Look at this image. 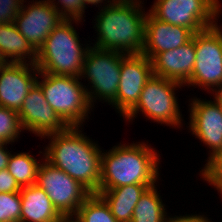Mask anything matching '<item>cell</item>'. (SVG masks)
<instances>
[{"label": "cell", "instance_id": "30bf717a", "mask_svg": "<svg viewBox=\"0 0 222 222\" xmlns=\"http://www.w3.org/2000/svg\"><path fill=\"white\" fill-rule=\"evenodd\" d=\"M36 185L44 190L60 215L76 214L91 194L78 181L45 159L39 165Z\"/></svg>", "mask_w": 222, "mask_h": 222}, {"label": "cell", "instance_id": "f1b7e54d", "mask_svg": "<svg viewBox=\"0 0 222 222\" xmlns=\"http://www.w3.org/2000/svg\"><path fill=\"white\" fill-rule=\"evenodd\" d=\"M20 190L21 187L8 169L0 170V193H15L20 192Z\"/></svg>", "mask_w": 222, "mask_h": 222}, {"label": "cell", "instance_id": "8d00e7d4", "mask_svg": "<svg viewBox=\"0 0 222 222\" xmlns=\"http://www.w3.org/2000/svg\"><path fill=\"white\" fill-rule=\"evenodd\" d=\"M7 62L5 61L4 57L2 56L0 52V66L6 64Z\"/></svg>", "mask_w": 222, "mask_h": 222}, {"label": "cell", "instance_id": "4316f807", "mask_svg": "<svg viewBox=\"0 0 222 222\" xmlns=\"http://www.w3.org/2000/svg\"><path fill=\"white\" fill-rule=\"evenodd\" d=\"M27 1V0H26ZM24 0H0V24L13 22Z\"/></svg>", "mask_w": 222, "mask_h": 222}, {"label": "cell", "instance_id": "f546056e", "mask_svg": "<svg viewBox=\"0 0 222 222\" xmlns=\"http://www.w3.org/2000/svg\"><path fill=\"white\" fill-rule=\"evenodd\" d=\"M10 143L3 142L0 144V170L6 169L8 166L11 151L7 149L6 146ZM10 151V152H9Z\"/></svg>", "mask_w": 222, "mask_h": 222}, {"label": "cell", "instance_id": "6da1fadb", "mask_svg": "<svg viewBox=\"0 0 222 222\" xmlns=\"http://www.w3.org/2000/svg\"><path fill=\"white\" fill-rule=\"evenodd\" d=\"M80 129V126H69L62 132L42 137L50 139V143L44 152L40 151L41 160L63 170L90 193H98L102 148Z\"/></svg>", "mask_w": 222, "mask_h": 222}, {"label": "cell", "instance_id": "1f68e13d", "mask_svg": "<svg viewBox=\"0 0 222 222\" xmlns=\"http://www.w3.org/2000/svg\"><path fill=\"white\" fill-rule=\"evenodd\" d=\"M186 222H212L211 219H208L207 216L200 214H186Z\"/></svg>", "mask_w": 222, "mask_h": 222}, {"label": "cell", "instance_id": "2e32d148", "mask_svg": "<svg viewBox=\"0 0 222 222\" xmlns=\"http://www.w3.org/2000/svg\"><path fill=\"white\" fill-rule=\"evenodd\" d=\"M194 35L191 29L156 19L149 11L145 20L144 46L141 54L152 60L158 53L177 49Z\"/></svg>", "mask_w": 222, "mask_h": 222}, {"label": "cell", "instance_id": "7c38bea8", "mask_svg": "<svg viewBox=\"0 0 222 222\" xmlns=\"http://www.w3.org/2000/svg\"><path fill=\"white\" fill-rule=\"evenodd\" d=\"M152 76V62L144 54L122 57L116 99L110 104L120 117L124 118L136 106L144 85Z\"/></svg>", "mask_w": 222, "mask_h": 222}, {"label": "cell", "instance_id": "3957f363", "mask_svg": "<svg viewBox=\"0 0 222 222\" xmlns=\"http://www.w3.org/2000/svg\"><path fill=\"white\" fill-rule=\"evenodd\" d=\"M101 153L99 190L130 184H157L160 154L148 142L125 143ZM158 153V154H157Z\"/></svg>", "mask_w": 222, "mask_h": 222}, {"label": "cell", "instance_id": "52a82bcc", "mask_svg": "<svg viewBox=\"0 0 222 222\" xmlns=\"http://www.w3.org/2000/svg\"><path fill=\"white\" fill-rule=\"evenodd\" d=\"M124 53L98 49L90 45L88 48L80 79L88 80L86 87L90 105L94 107L98 101L110 105L115 99L120 82L121 60ZM89 89V90H88ZM95 102V103H94Z\"/></svg>", "mask_w": 222, "mask_h": 222}, {"label": "cell", "instance_id": "4fadbf2b", "mask_svg": "<svg viewBox=\"0 0 222 222\" xmlns=\"http://www.w3.org/2000/svg\"><path fill=\"white\" fill-rule=\"evenodd\" d=\"M63 20L48 0H33L27 5L22 4L13 23L28 43L38 51L47 36Z\"/></svg>", "mask_w": 222, "mask_h": 222}, {"label": "cell", "instance_id": "8fae6325", "mask_svg": "<svg viewBox=\"0 0 222 222\" xmlns=\"http://www.w3.org/2000/svg\"><path fill=\"white\" fill-rule=\"evenodd\" d=\"M189 111V128L191 135L199 139L209 149L202 173L222 154V107L214 101L191 98ZM211 149V150H210Z\"/></svg>", "mask_w": 222, "mask_h": 222}, {"label": "cell", "instance_id": "d6a6232c", "mask_svg": "<svg viewBox=\"0 0 222 222\" xmlns=\"http://www.w3.org/2000/svg\"><path fill=\"white\" fill-rule=\"evenodd\" d=\"M83 1V6H84V9L87 8L86 5H96V7H104V6H107V5H110L114 0H82ZM105 1V2H104ZM100 3V5H99ZM102 3H103V6H102ZM108 3V4H107ZM98 4V6H97Z\"/></svg>", "mask_w": 222, "mask_h": 222}, {"label": "cell", "instance_id": "836d02e7", "mask_svg": "<svg viewBox=\"0 0 222 222\" xmlns=\"http://www.w3.org/2000/svg\"><path fill=\"white\" fill-rule=\"evenodd\" d=\"M57 222H83L77 214L60 215Z\"/></svg>", "mask_w": 222, "mask_h": 222}, {"label": "cell", "instance_id": "5bb4252c", "mask_svg": "<svg viewBox=\"0 0 222 222\" xmlns=\"http://www.w3.org/2000/svg\"><path fill=\"white\" fill-rule=\"evenodd\" d=\"M18 115L23 129L36 137L62 132L69 127L47 103L37 83L29 90Z\"/></svg>", "mask_w": 222, "mask_h": 222}, {"label": "cell", "instance_id": "d6986e66", "mask_svg": "<svg viewBox=\"0 0 222 222\" xmlns=\"http://www.w3.org/2000/svg\"><path fill=\"white\" fill-rule=\"evenodd\" d=\"M21 222H57L60 214L51 199L36 184L21 187Z\"/></svg>", "mask_w": 222, "mask_h": 222}, {"label": "cell", "instance_id": "d590c367", "mask_svg": "<svg viewBox=\"0 0 222 222\" xmlns=\"http://www.w3.org/2000/svg\"><path fill=\"white\" fill-rule=\"evenodd\" d=\"M211 165H222V154H221V156H220L216 161H214Z\"/></svg>", "mask_w": 222, "mask_h": 222}, {"label": "cell", "instance_id": "4dcf8cb0", "mask_svg": "<svg viewBox=\"0 0 222 222\" xmlns=\"http://www.w3.org/2000/svg\"><path fill=\"white\" fill-rule=\"evenodd\" d=\"M209 93L213 95V101L222 107V83L214 87Z\"/></svg>", "mask_w": 222, "mask_h": 222}, {"label": "cell", "instance_id": "277c9868", "mask_svg": "<svg viewBox=\"0 0 222 222\" xmlns=\"http://www.w3.org/2000/svg\"><path fill=\"white\" fill-rule=\"evenodd\" d=\"M78 19H64L47 36L37 51L36 66L40 72L54 75L80 77L85 54L91 44L79 40L77 30L72 24Z\"/></svg>", "mask_w": 222, "mask_h": 222}, {"label": "cell", "instance_id": "5b68a950", "mask_svg": "<svg viewBox=\"0 0 222 222\" xmlns=\"http://www.w3.org/2000/svg\"><path fill=\"white\" fill-rule=\"evenodd\" d=\"M80 80V77L44 72H39L36 80L47 103L68 126H83L93 109L86 86Z\"/></svg>", "mask_w": 222, "mask_h": 222}, {"label": "cell", "instance_id": "ba28073f", "mask_svg": "<svg viewBox=\"0 0 222 222\" xmlns=\"http://www.w3.org/2000/svg\"><path fill=\"white\" fill-rule=\"evenodd\" d=\"M221 7L219 0H155L149 12L156 19L196 33L217 24Z\"/></svg>", "mask_w": 222, "mask_h": 222}, {"label": "cell", "instance_id": "9a60e30c", "mask_svg": "<svg viewBox=\"0 0 222 222\" xmlns=\"http://www.w3.org/2000/svg\"><path fill=\"white\" fill-rule=\"evenodd\" d=\"M39 72L35 64L7 62L1 65L0 106L19 111Z\"/></svg>", "mask_w": 222, "mask_h": 222}, {"label": "cell", "instance_id": "8992f818", "mask_svg": "<svg viewBox=\"0 0 222 222\" xmlns=\"http://www.w3.org/2000/svg\"><path fill=\"white\" fill-rule=\"evenodd\" d=\"M181 87L185 86L177 81L153 75L144 85L136 106L123 119L132 123L140 112L148 118L146 120L182 129L183 117L175 93L177 88Z\"/></svg>", "mask_w": 222, "mask_h": 222}, {"label": "cell", "instance_id": "484cf974", "mask_svg": "<svg viewBox=\"0 0 222 222\" xmlns=\"http://www.w3.org/2000/svg\"><path fill=\"white\" fill-rule=\"evenodd\" d=\"M48 1L58 10L64 19H84L83 14H85V9L82 0H58V3H56V0Z\"/></svg>", "mask_w": 222, "mask_h": 222}, {"label": "cell", "instance_id": "44dd1931", "mask_svg": "<svg viewBox=\"0 0 222 222\" xmlns=\"http://www.w3.org/2000/svg\"><path fill=\"white\" fill-rule=\"evenodd\" d=\"M157 185L148 188L140 197L134 210L131 222H165L167 209L162 201Z\"/></svg>", "mask_w": 222, "mask_h": 222}, {"label": "cell", "instance_id": "9c48e42d", "mask_svg": "<svg viewBox=\"0 0 222 222\" xmlns=\"http://www.w3.org/2000/svg\"><path fill=\"white\" fill-rule=\"evenodd\" d=\"M192 38L196 60L191 78L184 86L202 87L209 93L222 83V26L217 23L194 33Z\"/></svg>", "mask_w": 222, "mask_h": 222}, {"label": "cell", "instance_id": "603a6c76", "mask_svg": "<svg viewBox=\"0 0 222 222\" xmlns=\"http://www.w3.org/2000/svg\"><path fill=\"white\" fill-rule=\"evenodd\" d=\"M76 214L83 222H118L105 200L97 193H91Z\"/></svg>", "mask_w": 222, "mask_h": 222}, {"label": "cell", "instance_id": "d4e9b609", "mask_svg": "<svg viewBox=\"0 0 222 222\" xmlns=\"http://www.w3.org/2000/svg\"><path fill=\"white\" fill-rule=\"evenodd\" d=\"M20 192L0 193V222H21Z\"/></svg>", "mask_w": 222, "mask_h": 222}, {"label": "cell", "instance_id": "ac0fdd59", "mask_svg": "<svg viewBox=\"0 0 222 222\" xmlns=\"http://www.w3.org/2000/svg\"><path fill=\"white\" fill-rule=\"evenodd\" d=\"M155 184H130L109 190H98L118 222H131L133 210L145 191Z\"/></svg>", "mask_w": 222, "mask_h": 222}, {"label": "cell", "instance_id": "7402d4cb", "mask_svg": "<svg viewBox=\"0 0 222 222\" xmlns=\"http://www.w3.org/2000/svg\"><path fill=\"white\" fill-rule=\"evenodd\" d=\"M40 164L29 152L11 153L7 169L20 187H27L36 184Z\"/></svg>", "mask_w": 222, "mask_h": 222}, {"label": "cell", "instance_id": "ffe728a7", "mask_svg": "<svg viewBox=\"0 0 222 222\" xmlns=\"http://www.w3.org/2000/svg\"><path fill=\"white\" fill-rule=\"evenodd\" d=\"M0 52L6 62L27 64L37 62V51L18 31L13 22L0 24Z\"/></svg>", "mask_w": 222, "mask_h": 222}, {"label": "cell", "instance_id": "cb8c5ba5", "mask_svg": "<svg viewBox=\"0 0 222 222\" xmlns=\"http://www.w3.org/2000/svg\"><path fill=\"white\" fill-rule=\"evenodd\" d=\"M23 131L18 111L0 106V139L13 144Z\"/></svg>", "mask_w": 222, "mask_h": 222}, {"label": "cell", "instance_id": "7a4b0ae2", "mask_svg": "<svg viewBox=\"0 0 222 222\" xmlns=\"http://www.w3.org/2000/svg\"><path fill=\"white\" fill-rule=\"evenodd\" d=\"M141 0H114L99 9L93 47L124 54H141L144 46L145 12Z\"/></svg>", "mask_w": 222, "mask_h": 222}, {"label": "cell", "instance_id": "83f0119b", "mask_svg": "<svg viewBox=\"0 0 222 222\" xmlns=\"http://www.w3.org/2000/svg\"><path fill=\"white\" fill-rule=\"evenodd\" d=\"M199 175L222 195V165H210Z\"/></svg>", "mask_w": 222, "mask_h": 222}, {"label": "cell", "instance_id": "e575fe53", "mask_svg": "<svg viewBox=\"0 0 222 222\" xmlns=\"http://www.w3.org/2000/svg\"><path fill=\"white\" fill-rule=\"evenodd\" d=\"M165 222H186V215L168 216Z\"/></svg>", "mask_w": 222, "mask_h": 222}, {"label": "cell", "instance_id": "e0dca14e", "mask_svg": "<svg viewBox=\"0 0 222 222\" xmlns=\"http://www.w3.org/2000/svg\"><path fill=\"white\" fill-rule=\"evenodd\" d=\"M196 60L195 42L158 53L152 60L153 75L185 84L192 75Z\"/></svg>", "mask_w": 222, "mask_h": 222}]
</instances>
